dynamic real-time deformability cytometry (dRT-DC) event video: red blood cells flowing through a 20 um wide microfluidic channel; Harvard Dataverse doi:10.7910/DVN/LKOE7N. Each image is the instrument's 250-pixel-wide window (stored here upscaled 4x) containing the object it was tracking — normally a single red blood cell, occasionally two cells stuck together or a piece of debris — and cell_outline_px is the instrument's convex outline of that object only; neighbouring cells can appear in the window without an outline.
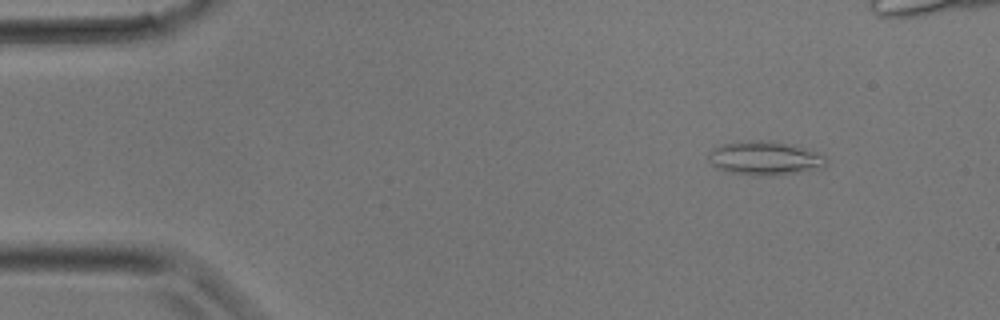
{"species": "common noctule bat (a hibernating species)", "species_latin": "Nyctalus noctula", "temperature_condition": "room temperature", "stored_images_in_passage": 31, "camera_frame_rate_fps": 3000, "um_per_image_px": 0.085, "animal": {"sex": "male", "body_mass_g": 17.9}, "frame": {"image": 1, "passage_image": 1, "time_ms": 0.0, "image_size_px": [1000, 320], "cell_outline_px": [[828, 160], [820, 168], [772, 176], [752, 176], [728, 172], [716, 168], [708, 160], [708, 152], [712, 148], [720, 144], [748, 140], [772, 140], [792, 144], [816, 152], [824, 156]], "centroid_in_image_um": [64.94, 13.44], "position_along_channel_um": 20.1, "area_um2": 23.52}}
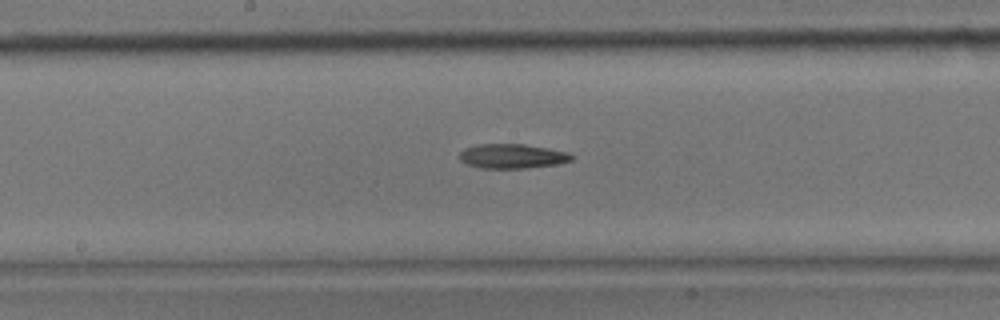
{"frame": {"image": 2, "passage_image": 14, "time_ms": 4.333, "image_size_px": [1000, 320], "cell_outline_px": [[576, 156], [572, 160], [556, 164], [524, 168], [480, 168], [468, 164], [460, 160], [456, 156], [464, 148], [480, 144], [524, 144], [548, 148], [568, 152]], "centroid_in_image_um": [43.53, 13.27], "position_along_channel_um": 204.7, "area_um2": 16.07}}
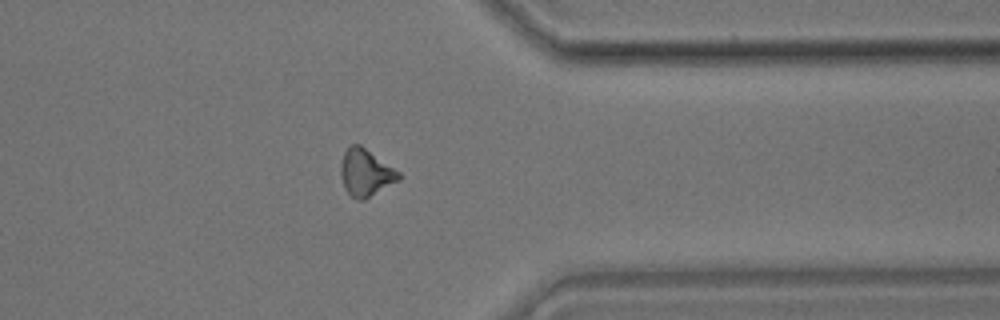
{"frame": {"image": 3, "passage_image": 23, "time_ms": 7.333, "image_size_px": [1000, 320], "cell_outline_px": [[400, 180], [364, 200], [356, 200], [344, 188], [340, 176], [340, 164], [344, 152], [352, 144], [360, 144], [400, 172]], "centroid_in_image_um": [31.07, 14.68], "position_along_channel_um": 380.3, "area_um2": 15.95}}